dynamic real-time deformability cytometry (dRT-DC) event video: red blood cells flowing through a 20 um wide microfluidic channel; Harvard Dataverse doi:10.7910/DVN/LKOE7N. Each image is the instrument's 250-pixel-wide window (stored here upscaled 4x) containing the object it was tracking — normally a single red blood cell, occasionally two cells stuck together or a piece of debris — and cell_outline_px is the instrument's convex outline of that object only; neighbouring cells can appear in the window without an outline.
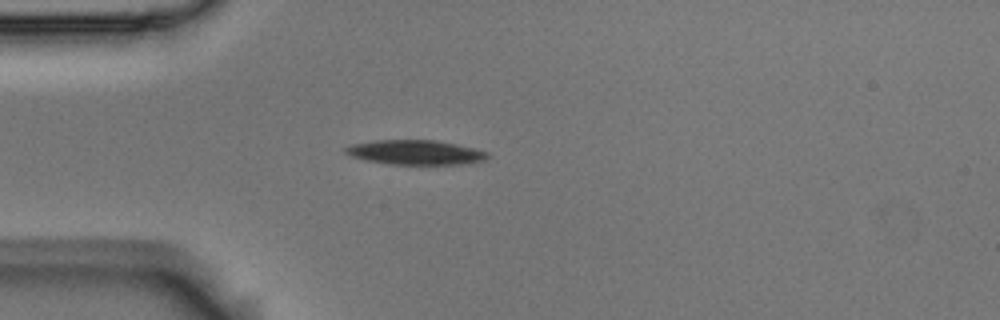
{"species": "Egyptian fruit bat (a non-hibernating species)", "species_latin": "Rousettus aegyptiacus", "temperature_condition": "room temperature", "stored_images_in_passage": 42, "camera_frame_rate_fps": 3000, "um_per_image_px": 0.085, "animal": {"sex": "male"}, "frame": {"image": 1, "passage_image": 1, "time_ms": 0.0, "image_size_px": [1000, 320], "cell_outline_px": [[488, 156], [484, 160], [460, 164], [388, 164], [368, 160], [352, 156], [344, 152], [344, 148], [352, 144], [372, 140], [436, 140], [456, 144], [488, 152]], "centroid_in_image_um": [35.28, 12.94], "position_along_channel_um": 49.7, "area_um2": 20.11}}
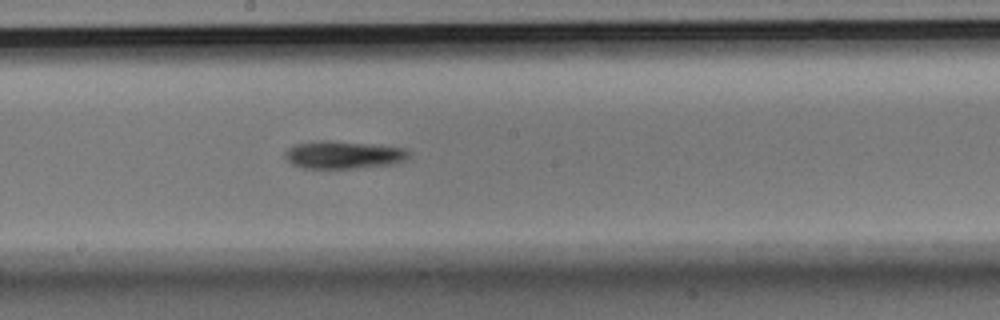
{"frame": {"image": 2, "passage_image": 16, "time_ms": 5.0, "image_size_px": [1000, 320], "cell_outline_px": [[408, 156], [404, 160], [392, 164], [356, 168], [304, 168], [292, 164], [284, 156], [284, 152], [288, 148], [296, 144], [320, 140], [328, 140], [372, 144], [404, 148], [408, 152]], "centroid_in_image_um": [29.15, 13.15], "position_along_channel_um": 219.1, "area_um2": 19.83}}
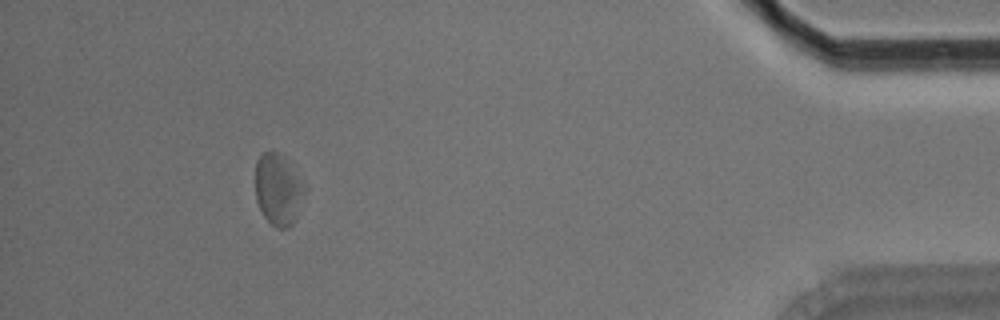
{"frame": {"image": 3, "passage_image": 37, "time_ms": 12.0, "image_size_px": [1000, 320], "cell_outline_px": [[308, 188], [296, 220], [288, 228], [276, 228], [264, 216], [256, 200], [256, 160], [264, 152], [280, 152], [284, 156]], "centroid_in_image_um": [23.69, 16.12], "position_along_channel_um": 411.5, "area_um2": 20.81}, "authors_computed_cell_mechanics": {"area_um2": 20.3456, "velocity_mm_per_s": 3.5949, "shape_relaxation_time_tau1_ms": 2.2219, "shape_relaxation_time_tau2_ms": null, "deformation_change_tau1": 0.101, "deformation_change_tau2": null}}